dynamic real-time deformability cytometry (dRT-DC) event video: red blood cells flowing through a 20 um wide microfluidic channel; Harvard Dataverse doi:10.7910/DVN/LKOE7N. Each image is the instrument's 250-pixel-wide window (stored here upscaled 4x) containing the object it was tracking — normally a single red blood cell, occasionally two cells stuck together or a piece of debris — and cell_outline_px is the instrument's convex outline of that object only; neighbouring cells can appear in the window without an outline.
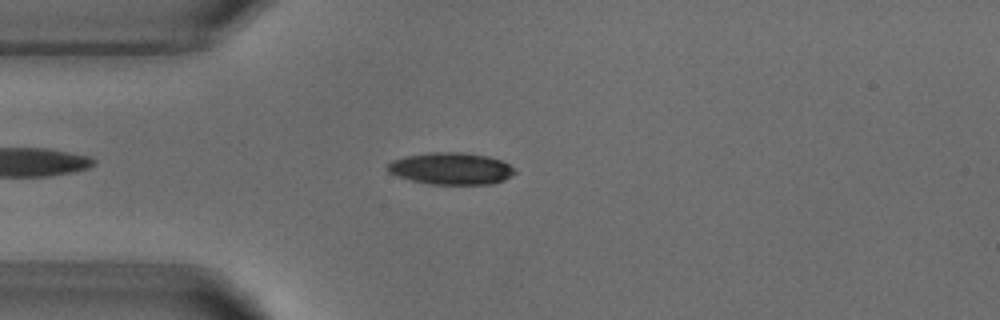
{"species": "common noctule bat (a hibernating species)", "species_latin": "Nyctalus noctula", "temperature_condition": "warm", "stored_images_in_passage": 4, "camera_frame_rate_fps": 3000, "um_per_image_px": 0.085, "animal": {"sex": "male", "body_mass_g": 18.8}, "frame": {"image": 1, "passage_image": 4, "time_ms": 3.667, "image_size_px": [1000, 320], "cell_outline_px": [[516, 172], [504, 180], [492, 184], [432, 184], [412, 180], [396, 176], [388, 172], [384, 168], [392, 160], [404, 156], [432, 152], [460, 152], [488, 156], [500, 160], [516, 168]], "centroid_in_image_um": [38.32, 14.32], "position_along_channel_um": 46.7, "area_um2": 23.76}}